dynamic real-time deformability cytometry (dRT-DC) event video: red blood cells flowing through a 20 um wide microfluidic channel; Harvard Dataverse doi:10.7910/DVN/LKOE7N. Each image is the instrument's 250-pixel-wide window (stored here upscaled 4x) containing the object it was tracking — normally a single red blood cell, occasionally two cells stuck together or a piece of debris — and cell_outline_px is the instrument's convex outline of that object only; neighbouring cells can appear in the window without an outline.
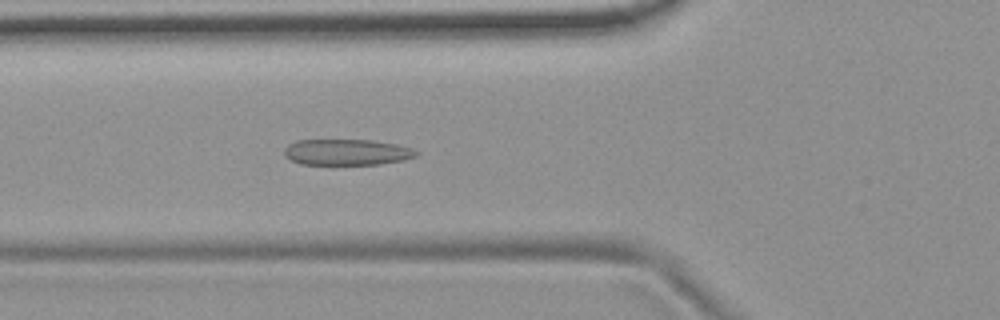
{"species": "common noctule bat (a hibernating species)", "species_latin": "Nyctalus noctula", "temperature_condition": "room temperature", "stored_images_in_passage": 53, "camera_frame_rate_fps": 3000, "um_per_image_px": 0.085, "animal": {"sex": "female", "body_mass_g": 19.9}, "frame": {"image": 1, "passage_image": 19, "time_ms": 6.0, "image_size_px": [1000, 320], "cell_outline_px": [[420, 152], [416, 156], [404, 160], [380, 164], [300, 164], [284, 156], [284, 148], [288, 144], [296, 140], [372, 140], [396, 144], [412, 148]], "centroid_in_image_um": [29.48, 12.93], "position_along_channel_um": 96.3, "area_um2": 20.06}}
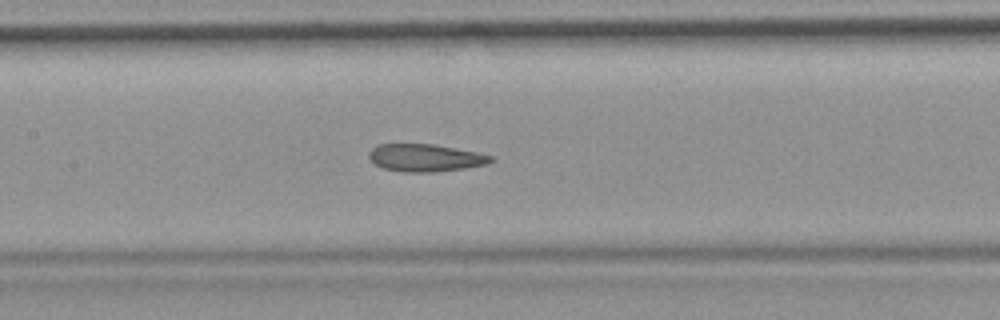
{"frame": {"image": 2, "passage_image": 25, "time_ms": 8.0, "image_size_px": [1000, 320], "cell_outline_px": [[496, 160], [488, 164], [464, 168], [432, 172], [400, 172], [384, 168], [376, 164], [368, 156], [368, 152], [376, 144], [432, 144], [476, 152], [492, 156]], "centroid_in_image_um": [36.15, 13.41], "position_along_channel_um": 171.3, "area_um2": 19.48}}
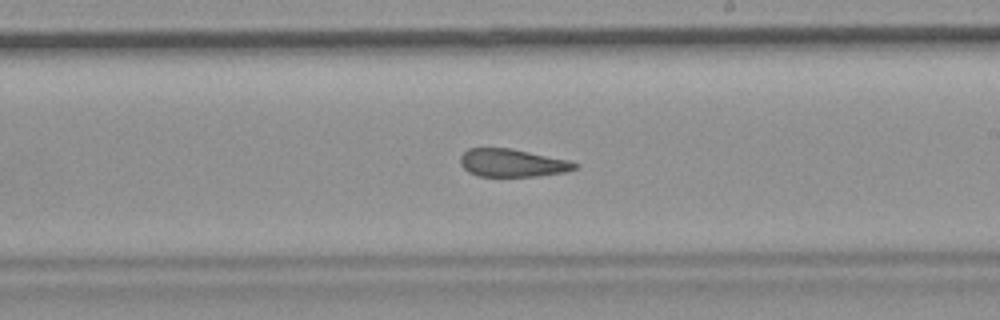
{"frame": {"image": 3, "passage_image": 31, "time_ms": 10.0, "image_size_px": [1000, 320], "cell_outline_px": [[580, 168], [564, 172], [536, 176], [480, 176], [468, 172], [460, 164], [460, 156], [468, 148], [512, 148], [568, 160], [580, 164]], "centroid_in_image_um": [43.56, 13.84], "position_along_channel_um": 245.4, "area_um2": 18.67}, "authors_computed_cell_mechanics": {"area_um2": 20.6346, "velocity_mm_per_s": 3.7318, "shape_relaxation_time_tau1_ms": null, "shape_relaxation_time_tau2_ms": 2.6895, "deformation_change_tau1": null, "deformation_change_tau2": 0.0907}}